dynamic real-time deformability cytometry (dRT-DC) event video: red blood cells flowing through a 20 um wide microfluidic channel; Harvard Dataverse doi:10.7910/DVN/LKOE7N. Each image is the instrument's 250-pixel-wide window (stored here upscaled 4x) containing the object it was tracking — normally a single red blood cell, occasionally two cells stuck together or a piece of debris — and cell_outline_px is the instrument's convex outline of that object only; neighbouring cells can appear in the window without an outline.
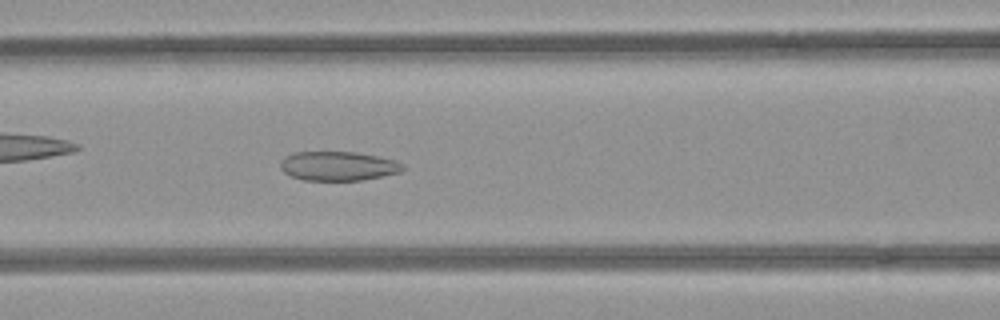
{"species": "common noctule bat (a hibernating species)", "species_latin": "Nyctalus noctula", "temperature_condition": "room temperature", "stored_images_in_passage": 30, "camera_frame_rate_fps": 3000, "um_per_image_px": 0.085, "animal": {"sex": "female", "body_mass_g": 21.9}, "frame": {"image": 1, "passage_image": 6, "time_ms": 1.667, "image_size_px": [1000, 320], "cell_outline_px": [[404, 168], [400, 172], [364, 180], [304, 180], [292, 176], [284, 172], [280, 168], [280, 164], [284, 156], [296, 152], [356, 152], [396, 160], [404, 164]], "centroid_in_image_um": [28.75, 14.11], "position_along_channel_um": 137.9, "area_um2": 20.81}}
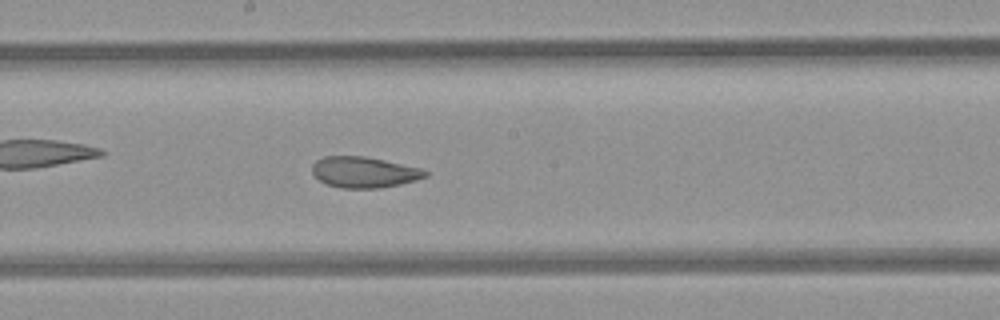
{"frame": {"image": 2, "passage_image": 12, "time_ms": 3.667, "image_size_px": [1000, 320], "cell_outline_px": [[428, 176], [416, 180], [400, 184], [380, 188], [340, 188], [328, 184], [320, 180], [312, 172], [312, 164], [316, 160], [324, 156], [364, 156], [384, 160], [420, 168], [428, 172]], "centroid_in_image_um": [30.94, 14.63], "position_along_channel_um": 217.3, "area_um2": 20.29}}
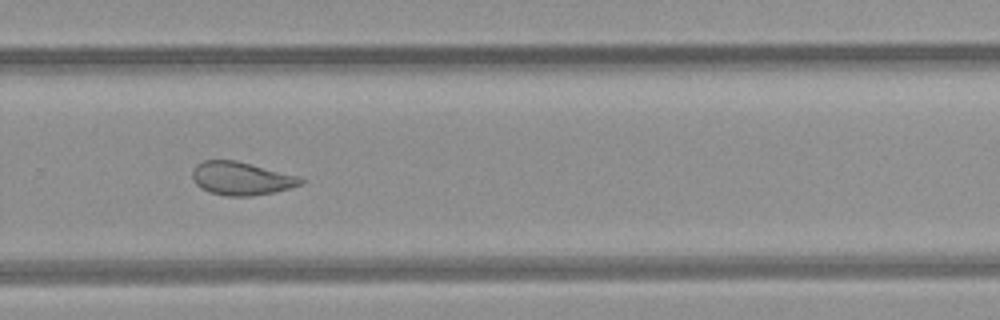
{"frame": {"image": 3, "passage_image": 19, "time_ms": 6.0, "image_size_px": [1000, 320], "cell_outline_px": [[304, 180], [300, 184], [276, 192], [252, 196], [228, 196], [208, 192], [200, 188], [196, 184], [192, 176], [192, 168], [196, 164], [204, 160], [236, 160], [296, 176]], "centroid_in_image_um": [20.43, 15.17], "position_along_channel_um": 309.4, "area_um2": 20.81}, "authors_computed_cell_mechanics": {"area_um2": 21.0103, "velocity_mm_per_s": 3.9654, "shape_relaxation_time_tau1_ms": null, "shape_relaxation_time_tau2_ms": 2.501, "deformation_change_tau1": null, "deformation_change_tau2": 0.0957}}